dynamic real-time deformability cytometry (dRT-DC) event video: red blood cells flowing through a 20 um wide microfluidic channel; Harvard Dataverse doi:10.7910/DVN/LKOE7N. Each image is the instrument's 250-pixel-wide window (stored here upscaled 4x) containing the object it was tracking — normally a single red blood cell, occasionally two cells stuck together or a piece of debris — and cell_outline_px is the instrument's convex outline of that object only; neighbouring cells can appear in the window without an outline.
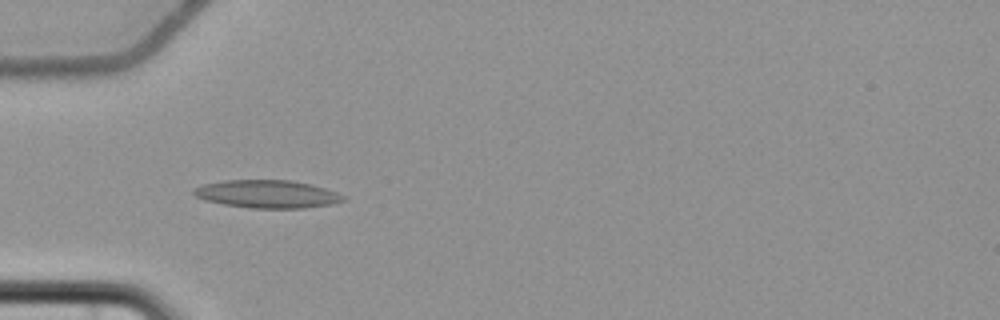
{"species": "common noctule bat (a hibernating species)", "species_latin": "Nyctalus noctula", "temperature_condition": "cold", "stored_images_in_passage": 6, "camera_frame_rate_fps": 3000, "um_per_image_px": 0.085, "animal": {"sex": "female", "body_mass_g": 22.7, "forearm_length_mm": 54.2}, "frame": {"image": 1, "passage_image": 5, "time_ms": 5.0, "image_size_px": [1000, 320], "cell_outline_px": [[344, 200], [332, 204], [304, 208], [252, 208], [224, 204], [204, 200], [196, 196], [192, 192], [192, 188], [204, 184], [224, 180], [292, 180], [312, 184], [336, 192], [344, 196]], "centroid_in_image_um": [22.7, 16.49], "position_along_channel_um": 62.3, "area_um2": 24.28}}
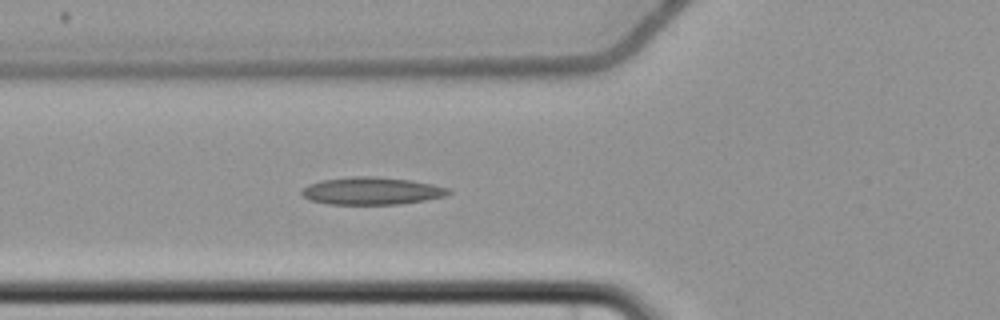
{"frame": {"image": 2, "passage_image": 6, "time_ms": 6.0, "image_size_px": [1000, 320], "cell_outline_px": [[452, 192], [444, 196], [424, 200], [400, 204], [328, 204], [308, 200], [300, 192], [308, 184], [320, 180], [352, 176], [376, 176], [412, 180], [432, 184], [448, 188]], "centroid_in_image_um": [31.56, 16.22], "position_along_channel_um": 94.2, "area_um2": 23.58}}